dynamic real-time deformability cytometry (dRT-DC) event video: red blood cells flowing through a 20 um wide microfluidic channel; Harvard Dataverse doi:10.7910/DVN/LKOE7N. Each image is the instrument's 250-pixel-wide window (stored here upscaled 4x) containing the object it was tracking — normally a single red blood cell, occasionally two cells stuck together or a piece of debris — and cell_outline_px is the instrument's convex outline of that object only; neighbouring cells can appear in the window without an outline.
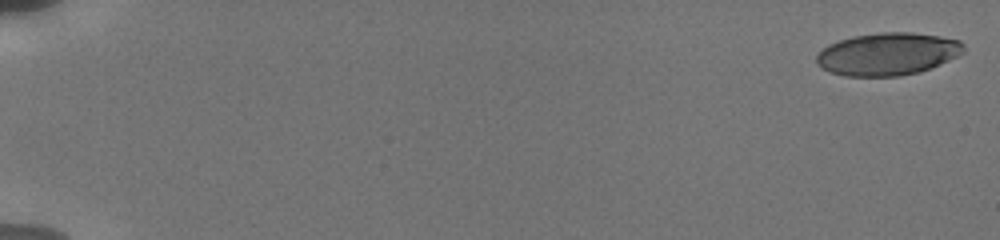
{"species": "human", "species_latin": "Homo sapiens", "temperature_condition": "cold", "stored_images_in_passage": 44, "camera_frame_rate_fps": 3000, "um_per_image_px": 0.085, "donor": {"sex": "male"}, "frame": {"image": 1, "passage_image": 1, "time_ms": 0.0, "image_size_px": [1000, 240], "cell_outline_px": [[964, 52], [940, 64], [920, 72], [900, 76], [844, 76], [832, 72], [816, 64], [816, 56], [828, 44], [852, 36], [880, 32], [912, 32], [940, 36], [960, 40], [964, 44]], "centroid_in_image_um": [75.46, 4.58], "position_along_channel_um": 9.5, "area_um2": 36.47}}
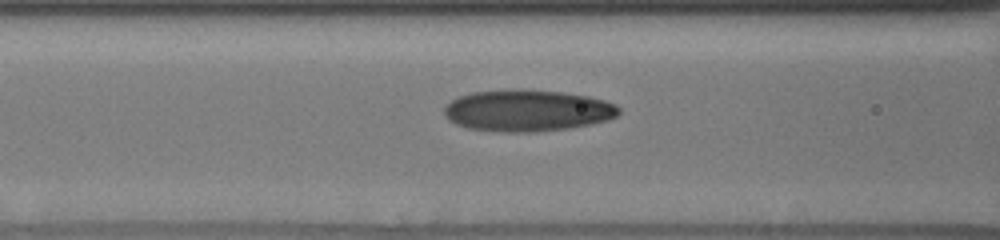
{"frame": {"image": 2, "passage_image": 20, "time_ms": 8.0, "image_size_px": [1000, 240], "cell_outline_px": [[620, 112], [616, 116], [608, 120], [592, 124], [568, 128], [536, 132], [504, 132], [468, 128], [456, 124], [448, 120], [444, 116], [444, 108], [452, 100], [460, 96], [472, 92], [504, 88], [516, 88], [564, 92], [588, 96], [604, 100], [616, 104], [620, 108]], "centroid_in_image_um": [44.82, 9.38], "position_along_channel_um": 121.8, "area_um2": 42.83}}
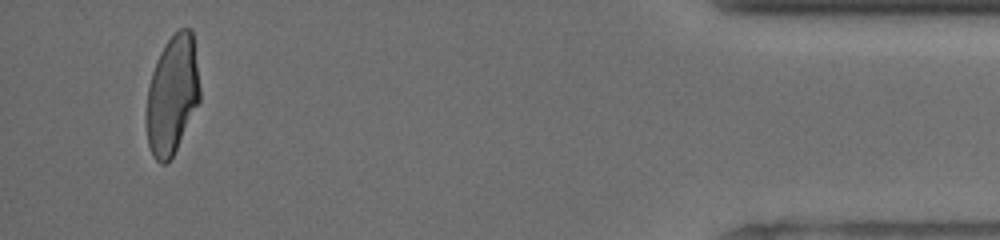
{"frame": {"image": 3, "passage_image": 43, "time_ms": 17.333, "image_size_px": [1000, 240], "cell_outline_px": [[200, 100], [172, 156], [164, 164], [160, 164], [152, 156], [148, 144], [144, 120], [148, 88], [152, 72], [156, 60], [160, 52], [168, 40], [180, 28], [192, 28], [200, 88]], "centroid_in_image_um": [14.61, 8.07], "position_along_channel_um": 420.6, "area_um2": 37.05}, "authors_computed_cell_mechanics": {"area_um2": 39.2751, "velocity_mm_per_s": 3.8328, "shape_relaxation_time_tau1_ms": 6.8088, "shape_relaxation_time_tau2_ms": 1.5159, "deformation_change_tau1": 0.2196, "deformation_change_tau2": 0.0845}}